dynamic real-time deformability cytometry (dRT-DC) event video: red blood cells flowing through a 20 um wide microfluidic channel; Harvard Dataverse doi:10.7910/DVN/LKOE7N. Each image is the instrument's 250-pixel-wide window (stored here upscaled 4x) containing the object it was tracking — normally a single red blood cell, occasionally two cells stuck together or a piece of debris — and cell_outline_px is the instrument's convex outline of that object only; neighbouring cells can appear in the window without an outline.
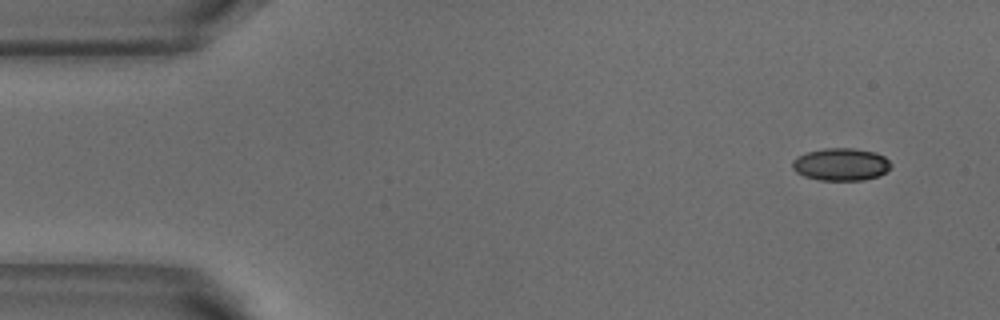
{"species": "common noctule bat (a hibernating species)", "species_latin": "Nyctalus noctula", "temperature_condition": "warm", "stored_images_in_passage": 7, "camera_frame_rate_fps": 3000, "um_per_image_px": 0.085, "animal": {"sex": "male", "body_mass_g": 18.8}, "frame": {"image": 1, "passage_image": 1, "time_ms": 0.0, "image_size_px": [1000, 320], "cell_outline_px": [[892, 168], [880, 176], [860, 180], [820, 180], [804, 176], [796, 172], [792, 168], [792, 160], [796, 156], [808, 152], [824, 148], [852, 148], [876, 152], [884, 156], [892, 164]], "centroid_in_image_um": [71.49, 13.97], "position_along_channel_um": 13.5, "area_um2": 18.84}}
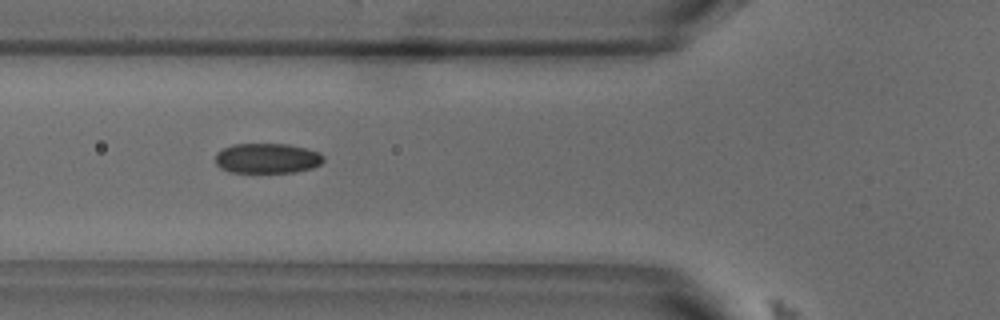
{"frame": {"image": 2, "passage_image": 4, "time_ms": 1.0, "image_size_px": [1000, 320], "cell_outline_px": [[324, 160], [320, 164], [312, 168], [296, 172], [232, 172], [220, 168], [216, 164], [216, 152], [232, 144], [288, 144], [320, 152], [324, 156]], "centroid_in_image_um": [22.72, 13.45], "position_along_channel_um": 103.1, "area_um2": 18.96}}
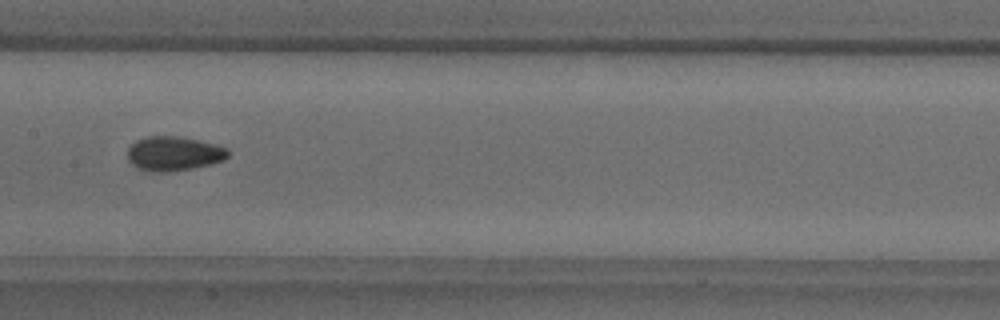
{"frame": {"image": 3, "passage_image": 6, "time_ms": 1.667, "image_size_px": [1000, 320], "cell_outline_px": [[228, 156], [224, 160], [212, 164], [192, 168], [168, 172], [148, 172], [136, 168], [128, 160], [128, 148], [136, 140], [148, 136], [176, 136], [216, 144], [228, 148]], "centroid_in_image_um": [14.76, 13.07], "position_along_channel_um": 192.6, "area_um2": 20.23}}